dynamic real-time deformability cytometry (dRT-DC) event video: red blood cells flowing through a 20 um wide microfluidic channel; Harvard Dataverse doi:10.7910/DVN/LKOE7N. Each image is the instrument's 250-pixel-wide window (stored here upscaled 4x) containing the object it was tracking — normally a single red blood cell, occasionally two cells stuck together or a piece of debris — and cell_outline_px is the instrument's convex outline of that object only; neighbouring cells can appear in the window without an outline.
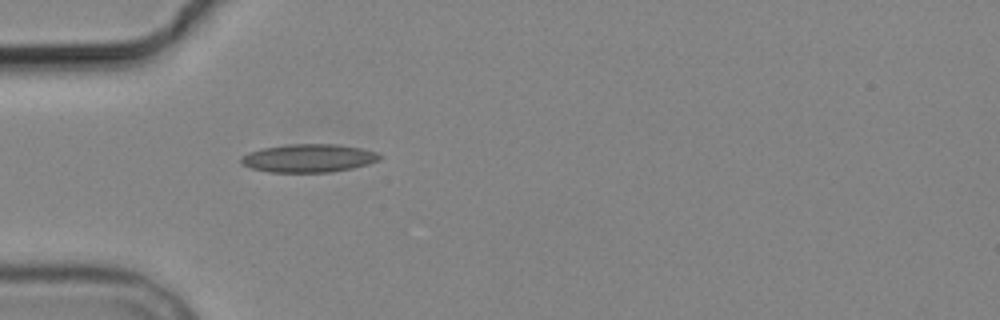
{"species": "common noctule bat (a hibernating species)", "species_latin": "Nyctalus noctula", "temperature_condition": "cold", "stored_images_in_passage": 1, "camera_frame_rate_fps": 3000, "um_per_image_px": 0.085, "animal": {"sex": "male", "body_mass_g": 19.2, "forearm_length_mm": 51.8}, "frame": {"image": 1, "passage_image": 1, "time_ms": 0.0, "image_size_px": [1000, 320], "cell_outline_px": [[384, 156], [380, 160], [368, 164], [352, 168], [332, 172], [268, 172], [252, 168], [240, 164], [240, 156], [248, 152], [264, 148], [288, 144], [336, 144], [360, 148], [376, 152]], "centroid_in_image_um": [26.23, 13.44], "position_along_channel_um": 58.8, "area_um2": 22.89}}